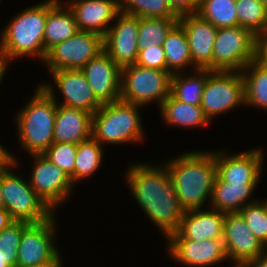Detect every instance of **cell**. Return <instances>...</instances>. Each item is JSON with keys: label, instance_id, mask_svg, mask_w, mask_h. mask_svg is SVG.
<instances>
[{"label": "cell", "instance_id": "1", "mask_svg": "<svg viewBox=\"0 0 267 267\" xmlns=\"http://www.w3.org/2000/svg\"><path fill=\"white\" fill-rule=\"evenodd\" d=\"M135 199L166 238L177 232L185 210L181 207L166 165L161 169L146 164L129 168L127 174Z\"/></svg>", "mask_w": 267, "mask_h": 267}, {"label": "cell", "instance_id": "2", "mask_svg": "<svg viewBox=\"0 0 267 267\" xmlns=\"http://www.w3.org/2000/svg\"><path fill=\"white\" fill-rule=\"evenodd\" d=\"M168 163L165 165L181 207L185 211L202 209L217 178L215 152H188Z\"/></svg>", "mask_w": 267, "mask_h": 267}, {"label": "cell", "instance_id": "3", "mask_svg": "<svg viewBox=\"0 0 267 267\" xmlns=\"http://www.w3.org/2000/svg\"><path fill=\"white\" fill-rule=\"evenodd\" d=\"M17 115L20 143L31 155L43 154L54 142L53 128L58 102L51 85H41Z\"/></svg>", "mask_w": 267, "mask_h": 267}, {"label": "cell", "instance_id": "4", "mask_svg": "<svg viewBox=\"0 0 267 267\" xmlns=\"http://www.w3.org/2000/svg\"><path fill=\"white\" fill-rule=\"evenodd\" d=\"M48 1L33 5L13 18L3 30L0 55L7 62L15 57L32 55L44 61V32Z\"/></svg>", "mask_w": 267, "mask_h": 267}, {"label": "cell", "instance_id": "5", "mask_svg": "<svg viewBox=\"0 0 267 267\" xmlns=\"http://www.w3.org/2000/svg\"><path fill=\"white\" fill-rule=\"evenodd\" d=\"M138 107L122 100L102 104L93 114L91 136L100 144L140 141L143 130Z\"/></svg>", "mask_w": 267, "mask_h": 267}, {"label": "cell", "instance_id": "6", "mask_svg": "<svg viewBox=\"0 0 267 267\" xmlns=\"http://www.w3.org/2000/svg\"><path fill=\"white\" fill-rule=\"evenodd\" d=\"M171 76L170 71L145 68L137 64L124 67L121 69L120 100L144 106L158 99L161 107L170 95Z\"/></svg>", "mask_w": 267, "mask_h": 267}, {"label": "cell", "instance_id": "7", "mask_svg": "<svg viewBox=\"0 0 267 267\" xmlns=\"http://www.w3.org/2000/svg\"><path fill=\"white\" fill-rule=\"evenodd\" d=\"M257 37L240 26L219 28L213 43L212 71H241L256 60Z\"/></svg>", "mask_w": 267, "mask_h": 267}, {"label": "cell", "instance_id": "8", "mask_svg": "<svg viewBox=\"0 0 267 267\" xmlns=\"http://www.w3.org/2000/svg\"><path fill=\"white\" fill-rule=\"evenodd\" d=\"M2 193L5 209L15 221L38 223L49 219L53 210L32 189L29 181L2 170Z\"/></svg>", "mask_w": 267, "mask_h": 267}, {"label": "cell", "instance_id": "9", "mask_svg": "<svg viewBox=\"0 0 267 267\" xmlns=\"http://www.w3.org/2000/svg\"><path fill=\"white\" fill-rule=\"evenodd\" d=\"M103 51L102 35L90 31H79L51 48L44 61L50 71L81 70L89 60Z\"/></svg>", "mask_w": 267, "mask_h": 267}, {"label": "cell", "instance_id": "10", "mask_svg": "<svg viewBox=\"0 0 267 267\" xmlns=\"http://www.w3.org/2000/svg\"><path fill=\"white\" fill-rule=\"evenodd\" d=\"M242 103L245 92L241 71H213L207 77L200 106L209 121Z\"/></svg>", "mask_w": 267, "mask_h": 267}, {"label": "cell", "instance_id": "11", "mask_svg": "<svg viewBox=\"0 0 267 267\" xmlns=\"http://www.w3.org/2000/svg\"><path fill=\"white\" fill-rule=\"evenodd\" d=\"M53 215L42 222L28 223L17 250V267L61 264L59 252L53 244L55 223Z\"/></svg>", "mask_w": 267, "mask_h": 267}, {"label": "cell", "instance_id": "12", "mask_svg": "<svg viewBox=\"0 0 267 267\" xmlns=\"http://www.w3.org/2000/svg\"><path fill=\"white\" fill-rule=\"evenodd\" d=\"M115 26L103 36L104 51L120 69L136 63L138 58L139 17L120 12Z\"/></svg>", "mask_w": 267, "mask_h": 267}, {"label": "cell", "instance_id": "13", "mask_svg": "<svg viewBox=\"0 0 267 267\" xmlns=\"http://www.w3.org/2000/svg\"><path fill=\"white\" fill-rule=\"evenodd\" d=\"M35 166L29 184L40 198L51 208L70 195L73 184L70 177L44 154H32Z\"/></svg>", "mask_w": 267, "mask_h": 267}, {"label": "cell", "instance_id": "14", "mask_svg": "<svg viewBox=\"0 0 267 267\" xmlns=\"http://www.w3.org/2000/svg\"><path fill=\"white\" fill-rule=\"evenodd\" d=\"M223 242L227 258L252 262L265 249L239 212L225 213Z\"/></svg>", "mask_w": 267, "mask_h": 267}, {"label": "cell", "instance_id": "15", "mask_svg": "<svg viewBox=\"0 0 267 267\" xmlns=\"http://www.w3.org/2000/svg\"><path fill=\"white\" fill-rule=\"evenodd\" d=\"M101 104L120 100L121 69L103 51L81 69Z\"/></svg>", "mask_w": 267, "mask_h": 267}, {"label": "cell", "instance_id": "16", "mask_svg": "<svg viewBox=\"0 0 267 267\" xmlns=\"http://www.w3.org/2000/svg\"><path fill=\"white\" fill-rule=\"evenodd\" d=\"M178 23L184 28L194 67L212 70L213 43L217 28L197 13L181 15Z\"/></svg>", "mask_w": 267, "mask_h": 267}, {"label": "cell", "instance_id": "17", "mask_svg": "<svg viewBox=\"0 0 267 267\" xmlns=\"http://www.w3.org/2000/svg\"><path fill=\"white\" fill-rule=\"evenodd\" d=\"M263 157L260 149L232 156L215 152L217 178L226 183L256 185L260 178Z\"/></svg>", "mask_w": 267, "mask_h": 267}, {"label": "cell", "instance_id": "18", "mask_svg": "<svg viewBox=\"0 0 267 267\" xmlns=\"http://www.w3.org/2000/svg\"><path fill=\"white\" fill-rule=\"evenodd\" d=\"M224 219L225 213L215 209L210 211H201V209L185 211L179 230L167 239L192 241L223 239Z\"/></svg>", "mask_w": 267, "mask_h": 267}, {"label": "cell", "instance_id": "19", "mask_svg": "<svg viewBox=\"0 0 267 267\" xmlns=\"http://www.w3.org/2000/svg\"><path fill=\"white\" fill-rule=\"evenodd\" d=\"M169 243L171 257L186 266H210L227 260L223 239L169 240Z\"/></svg>", "mask_w": 267, "mask_h": 267}, {"label": "cell", "instance_id": "20", "mask_svg": "<svg viewBox=\"0 0 267 267\" xmlns=\"http://www.w3.org/2000/svg\"><path fill=\"white\" fill-rule=\"evenodd\" d=\"M50 73L65 98L62 105L93 114L102 106L81 70H56Z\"/></svg>", "mask_w": 267, "mask_h": 267}, {"label": "cell", "instance_id": "21", "mask_svg": "<svg viewBox=\"0 0 267 267\" xmlns=\"http://www.w3.org/2000/svg\"><path fill=\"white\" fill-rule=\"evenodd\" d=\"M66 4L75 15L79 31L95 32L102 36L110 29L106 25L120 13L119 0H75Z\"/></svg>", "mask_w": 267, "mask_h": 267}, {"label": "cell", "instance_id": "22", "mask_svg": "<svg viewBox=\"0 0 267 267\" xmlns=\"http://www.w3.org/2000/svg\"><path fill=\"white\" fill-rule=\"evenodd\" d=\"M93 113L67 107L57 106L54 121V142L79 144L91 137Z\"/></svg>", "mask_w": 267, "mask_h": 267}, {"label": "cell", "instance_id": "23", "mask_svg": "<svg viewBox=\"0 0 267 267\" xmlns=\"http://www.w3.org/2000/svg\"><path fill=\"white\" fill-rule=\"evenodd\" d=\"M60 3L58 0H48L44 32V60L51 48L79 32L73 11L67 4L65 10Z\"/></svg>", "mask_w": 267, "mask_h": 267}, {"label": "cell", "instance_id": "24", "mask_svg": "<svg viewBox=\"0 0 267 267\" xmlns=\"http://www.w3.org/2000/svg\"><path fill=\"white\" fill-rule=\"evenodd\" d=\"M255 186L256 185L226 183L216 178L210 197L212 209L223 213L239 212L245 205L256 202L254 200L247 204L244 203L249 199L248 197L251 196Z\"/></svg>", "mask_w": 267, "mask_h": 267}, {"label": "cell", "instance_id": "25", "mask_svg": "<svg viewBox=\"0 0 267 267\" xmlns=\"http://www.w3.org/2000/svg\"><path fill=\"white\" fill-rule=\"evenodd\" d=\"M160 109L163 119L170 125L204 126L209 121L200 105L180 102L171 94L163 101Z\"/></svg>", "mask_w": 267, "mask_h": 267}, {"label": "cell", "instance_id": "26", "mask_svg": "<svg viewBox=\"0 0 267 267\" xmlns=\"http://www.w3.org/2000/svg\"><path fill=\"white\" fill-rule=\"evenodd\" d=\"M243 71L241 74L244 80V104L267 109V67L254 60L248 63Z\"/></svg>", "mask_w": 267, "mask_h": 267}, {"label": "cell", "instance_id": "27", "mask_svg": "<svg viewBox=\"0 0 267 267\" xmlns=\"http://www.w3.org/2000/svg\"><path fill=\"white\" fill-rule=\"evenodd\" d=\"M198 74L183 77L174 73L171 76L170 94L177 100L191 105H200L207 77L213 72L209 69H197Z\"/></svg>", "mask_w": 267, "mask_h": 267}, {"label": "cell", "instance_id": "28", "mask_svg": "<svg viewBox=\"0 0 267 267\" xmlns=\"http://www.w3.org/2000/svg\"><path fill=\"white\" fill-rule=\"evenodd\" d=\"M167 69L172 73L182 70L188 64H193L189 52L188 40L184 28L177 23L163 43ZM175 71V72H174Z\"/></svg>", "mask_w": 267, "mask_h": 267}, {"label": "cell", "instance_id": "29", "mask_svg": "<svg viewBox=\"0 0 267 267\" xmlns=\"http://www.w3.org/2000/svg\"><path fill=\"white\" fill-rule=\"evenodd\" d=\"M178 21L179 18H139L138 51L163 46L167 34Z\"/></svg>", "mask_w": 267, "mask_h": 267}, {"label": "cell", "instance_id": "30", "mask_svg": "<svg viewBox=\"0 0 267 267\" xmlns=\"http://www.w3.org/2000/svg\"><path fill=\"white\" fill-rule=\"evenodd\" d=\"M197 14L217 29L239 26L236 0H201Z\"/></svg>", "mask_w": 267, "mask_h": 267}, {"label": "cell", "instance_id": "31", "mask_svg": "<svg viewBox=\"0 0 267 267\" xmlns=\"http://www.w3.org/2000/svg\"><path fill=\"white\" fill-rule=\"evenodd\" d=\"M101 144L92 136L77 144V154L74 166V182L84 179L94 173L102 162Z\"/></svg>", "mask_w": 267, "mask_h": 267}, {"label": "cell", "instance_id": "32", "mask_svg": "<svg viewBox=\"0 0 267 267\" xmlns=\"http://www.w3.org/2000/svg\"><path fill=\"white\" fill-rule=\"evenodd\" d=\"M120 12L139 18H179L168 0H120Z\"/></svg>", "mask_w": 267, "mask_h": 267}, {"label": "cell", "instance_id": "33", "mask_svg": "<svg viewBox=\"0 0 267 267\" xmlns=\"http://www.w3.org/2000/svg\"><path fill=\"white\" fill-rule=\"evenodd\" d=\"M238 25L260 36L267 23V8L259 0H236Z\"/></svg>", "mask_w": 267, "mask_h": 267}, {"label": "cell", "instance_id": "34", "mask_svg": "<svg viewBox=\"0 0 267 267\" xmlns=\"http://www.w3.org/2000/svg\"><path fill=\"white\" fill-rule=\"evenodd\" d=\"M26 221H14L0 231V255L10 267H17V250Z\"/></svg>", "mask_w": 267, "mask_h": 267}, {"label": "cell", "instance_id": "35", "mask_svg": "<svg viewBox=\"0 0 267 267\" xmlns=\"http://www.w3.org/2000/svg\"><path fill=\"white\" fill-rule=\"evenodd\" d=\"M239 213L258 241L264 246L267 245V204L265 201L245 205Z\"/></svg>", "mask_w": 267, "mask_h": 267}, {"label": "cell", "instance_id": "36", "mask_svg": "<svg viewBox=\"0 0 267 267\" xmlns=\"http://www.w3.org/2000/svg\"><path fill=\"white\" fill-rule=\"evenodd\" d=\"M49 160L62 169L74 184V166L77 154V144L53 142L43 153Z\"/></svg>", "mask_w": 267, "mask_h": 267}, {"label": "cell", "instance_id": "37", "mask_svg": "<svg viewBox=\"0 0 267 267\" xmlns=\"http://www.w3.org/2000/svg\"><path fill=\"white\" fill-rule=\"evenodd\" d=\"M135 64L145 68L169 71L167 69L163 46H151V48L141 50L138 53V58Z\"/></svg>", "mask_w": 267, "mask_h": 267}, {"label": "cell", "instance_id": "38", "mask_svg": "<svg viewBox=\"0 0 267 267\" xmlns=\"http://www.w3.org/2000/svg\"><path fill=\"white\" fill-rule=\"evenodd\" d=\"M172 9L179 15L197 13L201 0H168Z\"/></svg>", "mask_w": 267, "mask_h": 267}, {"label": "cell", "instance_id": "39", "mask_svg": "<svg viewBox=\"0 0 267 267\" xmlns=\"http://www.w3.org/2000/svg\"><path fill=\"white\" fill-rule=\"evenodd\" d=\"M256 60L267 67V36L257 37Z\"/></svg>", "mask_w": 267, "mask_h": 267}, {"label": "cell", "instance_id": "40", "mask_svg": "<svg viewBox=\"0 0 267 267\" xmlns=\"http://www.w3.org/2000/svg\"><path fill=\"white\" fill-rule=\"evenodd\" d=\"M15 161V156L9 154V152L0 145V170L8 169L10 165L13 166L17 164Z\"/></svg>", "mask_w": 267, "mask_h": 267}, {"label": "cell", "instance_id": "41", "mask_svg": "<svg viewBox=\"0 0 267 267\" xmlns=\"http://www.w3.org/2000/svg\"><path fill=\"white\" fill-rule=\"evenodd\" d=\"M15 220L11 217L5 208H0V231L8 227Z\"/></svg>", "mask_w": 267, "mask_h": 267}, {"label": "cell", "instance_id": "42", "mask_svg": "<svg viewBox=\"0 0 267 267\" xmlns=\"http://www.w3.org/2000/svg\"><path fill=\"white\" fill-rule=\"evenodd\" d=\"M252 267H267V252L264 251L259 257L251 262Z\"/></svg>", "mask_w": 267, "mask_h": 267}, {"label": "cell", "instance_id": "43", "mask_svg": "<svg viewBox=\"0 0 267 267\" xmlns=\"http://www.w3.org/2000/svg\"><path fill=\"white\" fill-rule=\"evenodd\" d=\"M7 64L6 61L2 58V56L0 55V82L1 79L3 78L4 74H5V70L7 69Z\"/></svg>", "mask_w": 267, "mask_h": 267}, {"label": "cell", "instance_id": "44", "mask_svg": "<svg viewBox=\"0 0 267 267\" xmlns=\"http://www.w3.org/2000/svg\"><path fill=\"white\" fill-rule=\"evenodd\" d=\"M0 208H5L4 198L2 193V170H0Z\"/></svg>", "mask_w": 267, "mask_h": 267}, {"label": "cell", "instance_id": "45", "mask_svg": "<svg viewBox=\"0 0 267 267\" xmlns=\"http://www.w3.org/2000/svg\"><path fill=\"white\" fill-rule=\"evenodd\" d=\"M235 263L237 265L236 267H252L251 262L248 261H235Z\"/></svg>", "mask_w": 267, "mask_h": 267}, {"label": "cell", "instance_id": "46", "mask_svg": "<svg viewBox=\"0 0 267 267\" xmlns=\"http://www.w3.org/2000/svg\"><path fill=\"white\" fill-rule=\"evenodd\" d=\"M33 267H61V264H44V265L33 266Z\"/></svg>", "mask_w": 267, "mask_h": 267}, {"label": "cell", "instance_id": "47", "mask_svg": "<svg viewBox=\"0 0 267 267\" xmlns=\"http://www.w3.org/2000/svg\"><path fill=\"white\" fill-rule=\"evenodd\" d=\"M0 267H10L0 255Z\"/></svg>", "mask_w": 267, "mask_h": 267}, {"label": "cell", "instance_id": "48", "mask_svg": "<svg viewBox=\"0 0 267 267\" xmlns=\"http://www.w3.org/2000/svg\"><path fill=\"white\" fill-rule=\"evenodd\" d=\"M260 36H267V23H266L263 33Z\"/></svg>", "mask_w": 267, "mask_h": 267}, {"label": "cell", "instance_id": "49", "mask_svg": "<svg viewBox=\"0 0 267 267\" xmlns=\"http://www.w3.org/2000/svg\"><path fill=\"white\" fill-rule=\"evenodd\" d=\"M267 8V0H259Z\"/></svg>", "mask_w": 267, "mask_h": 267}]
</instances>
